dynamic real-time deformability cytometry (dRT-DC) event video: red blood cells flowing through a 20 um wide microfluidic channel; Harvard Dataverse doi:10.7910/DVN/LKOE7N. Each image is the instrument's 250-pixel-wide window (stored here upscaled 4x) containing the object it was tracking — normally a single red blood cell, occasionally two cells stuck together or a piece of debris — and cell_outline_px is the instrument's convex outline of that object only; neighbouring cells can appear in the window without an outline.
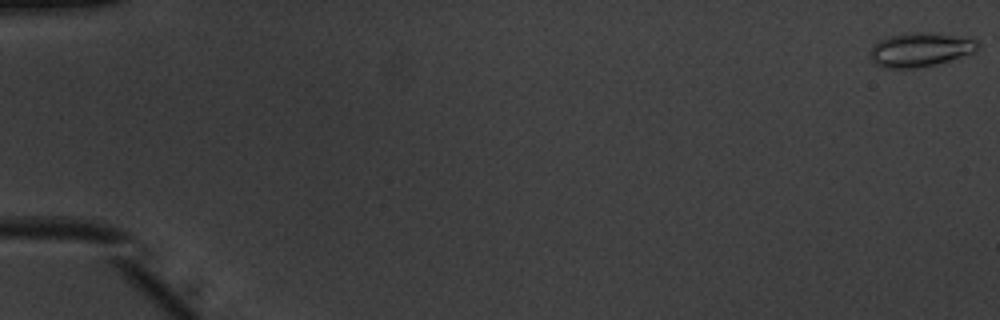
{"species": "common noctule bat (a hibernating species)", "species_latin": "Nyctalus noctula", "temperature_condition": "warm", "stored_images_in_passage": 53, "camera_frame_rate_fps": 3000, "um_per_image_px": 0.085, "animal": {"sex": "male", "body_mass_g": 20.1, "forearm_length_mm": 53.5}, "frame": {"image": 1, "passage_image": 1, "time_ms": 0.0, "image_size_px": [1000, 320], "cell_outline_px": [[980, 48], [976, 52], [936, 64], [920, 68], [884, 68], [876, 64], [868, 56], [868, 52], [872, 44], [888, 36], [916, 32], [932, 32], [972, 36], [980, 40]], "centroid_in_image_um": [78.29, 4.2], "position_along_channel_um": 6.7, "area_um2": 22.2}}
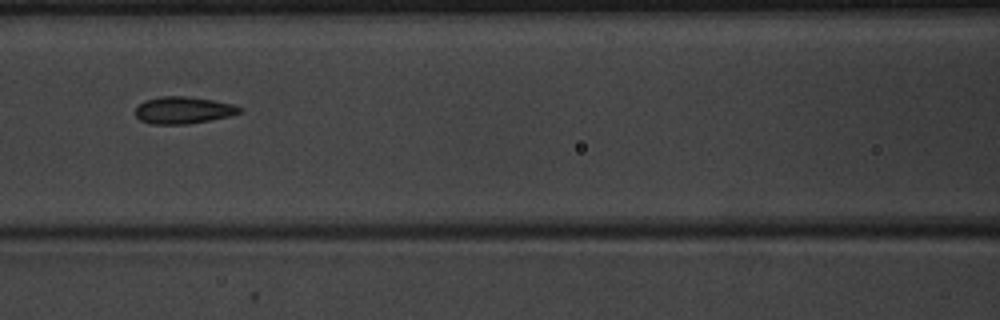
{"frame": {"image": 2, "passage_image": 25, "time_ms": 8.0, "image_size_px": [1000, 320], "cell_outline_px": [[244, 112], [228, 116], [188, 124], [148, 124], [140, 120], [136, 116], [136, 108], [144, 100], [160, 96], [184, 96], [212, 100], [232, 104], [244, 108]], "centroid_in_image_um": [15.58, 9.37], "position_along_channel_um": 151.0, "area_um2": 16.42}}
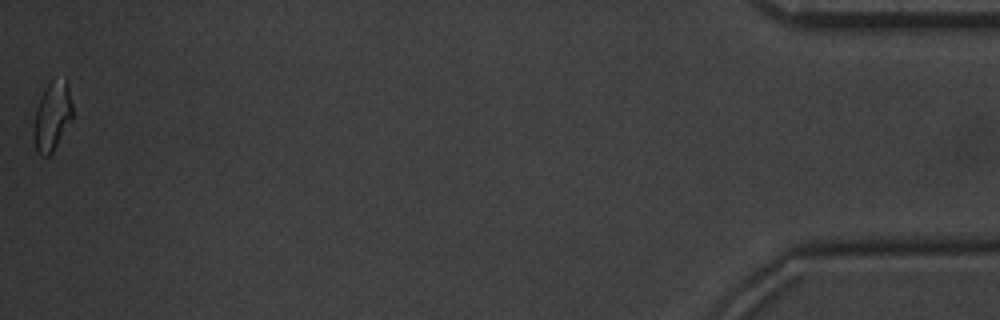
{"frame": {"image": 3, "passage_image": 53, "time_ms": 17.333, "image_size_px": [1000, 320], "cell_outline_px": [[72, 120], [52, 152], [48, 156], [40, 156], [36, 152], [36, 108], [44, 88], [52, 80], [68, 80], [72, 104]], "centroid_in_image_um": [4.49, 9.85], "position_along_channel_um": 430.7, "area_um2": 15.14}, "authors_computed_cell_mechanics": {"area_um2": 16.2996, "velocity_mm_per_s": 3.9394, "shape_relaxation_time_tau1_ms": 8.2916, "shape_relaxation_time_tau2_ms": 1.6108, "deformation_change_tau1": 0.1733, "deformation_change_tau2": 0.0599}}